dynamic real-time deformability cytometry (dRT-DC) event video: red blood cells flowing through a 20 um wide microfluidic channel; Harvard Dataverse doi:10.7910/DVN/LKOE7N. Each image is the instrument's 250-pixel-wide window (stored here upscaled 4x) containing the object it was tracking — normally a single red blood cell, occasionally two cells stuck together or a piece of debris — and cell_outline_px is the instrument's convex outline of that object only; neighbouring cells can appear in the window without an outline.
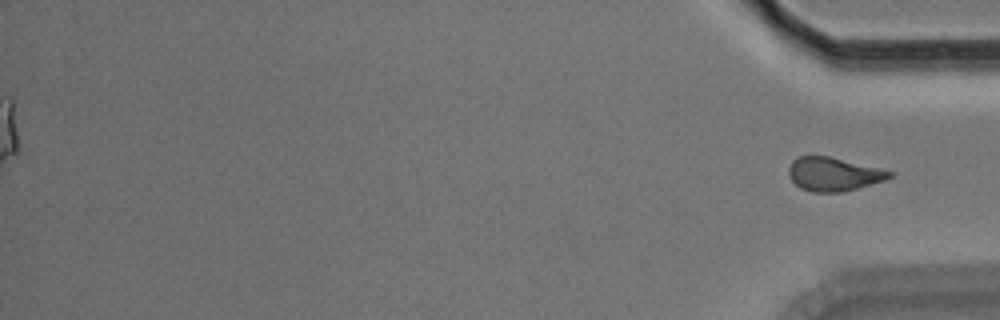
{"species": "Egyptian fruit bat (a non-hibernating species)", "species_latin": "Rousettus aegyptiacus", "temperature_condition": "room temperature", "stored_images_in_passage": 57, "segment_of_instrument_passage": [2, 2], "camera_frame_rate_fps": 3000, "um_per_image_px": 0.085, "animal": {"sex": "male"}, "frame": {"image": 1, "passage_image": 57, "time_ms": 18.667, "image_size_px": [1000, 320], "cell_outline_px": [[896, 172], [892, 176], [884, 180], [844, 192], [812, 192], [800, 188], [788, 176], [788, 168], [792, 160], [800, 156], [828, 156], [880, 168]], "centroid_in_image_um": [70.84, 14.8], "position_along_channel_um": 364.4, "area_um2": 19.77}}